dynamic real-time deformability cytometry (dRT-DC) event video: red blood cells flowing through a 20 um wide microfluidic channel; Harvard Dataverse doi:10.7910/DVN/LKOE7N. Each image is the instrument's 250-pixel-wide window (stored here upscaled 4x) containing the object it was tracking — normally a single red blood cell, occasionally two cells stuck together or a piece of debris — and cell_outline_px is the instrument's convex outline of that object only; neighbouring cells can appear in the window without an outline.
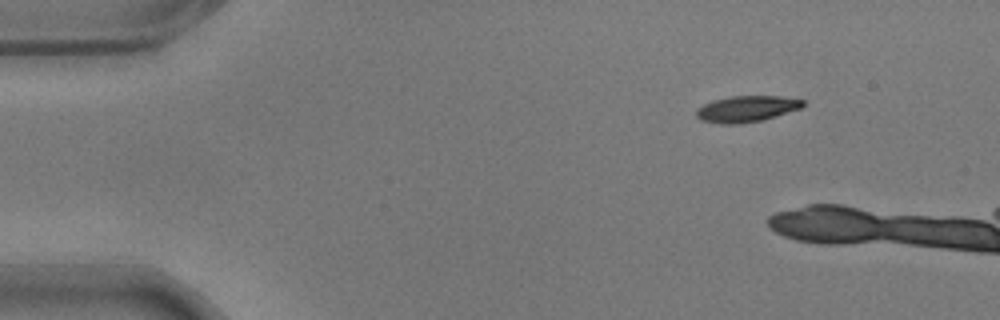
{"species": "common noctule bat (a hibernating species)", "species_latin": "Nyctalus noctula", "temperature_condition": "warm", "stored_images_in_passage": 10, "camera_frame_rate_fps": 3000, "um_per_image_px": 0.085, "animal": {"sex": "male", "body_mass_g": 17.9}, "frame": {"image": 1, "passage_image": 1, "time_ms": 0.0, "image_size_px": [1000, 320], "cell_outline_px": [[804, 104], [800, 108], [764, 120], [740, 124], [720, 124], [700, 120], [696, 116], [696, 108], [712, 100], [728, 96], [780, 96], [804, 100]], "centroid_in_image_um": [63.41, 9.26], "position_along_channel_um": 21.6, "area_um2": 16.42}}